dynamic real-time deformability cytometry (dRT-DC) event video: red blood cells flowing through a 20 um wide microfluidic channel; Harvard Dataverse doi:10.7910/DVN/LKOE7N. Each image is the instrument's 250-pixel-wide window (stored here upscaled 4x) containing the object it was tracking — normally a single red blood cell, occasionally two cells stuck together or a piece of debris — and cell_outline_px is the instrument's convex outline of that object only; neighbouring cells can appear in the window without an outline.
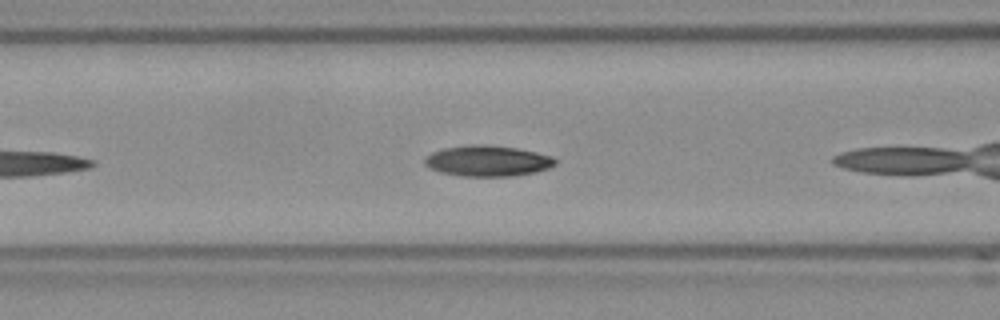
{"species": "Egyptian fruit bat (a non-hibernating species)", "species_latin": "Rousettus aegyptiacus", "temperature_condition": "room temperature", "stored_images_in_passage": 36, "camera_frame_rate_fps": 3000, "um_per_image_px": 0.085, "frame": {"image": 1, "passage_image": 6, "time_ms": 1.667, "image_size_px": [1000, 320], "cell_outline_px": [[556, 164], [548, 168], [536, 172], [512, 176], [460, 176], [440, 172], [424, 164], [424, 160], [432, 152], [444, 148], [468, 144], [488, 144], [516, 148], [536, 152], [552, 156], [556, 160]], "centroid_in_image_um": [41.46, 13.67], "position_along_channel_um": 125.1, "area_um2": 23.47}, "authors_computed_cell_mechanics": {"area_um2": 19.5075, "velocity_mm_per_s": 3.7798, "shape_relaxation_time_tau1_ms": null, "shape_relaxation_time_tau2_ms": 1.7082, "deformation_change_tau1": null, "deformation_change_tau2": 0.1087}}